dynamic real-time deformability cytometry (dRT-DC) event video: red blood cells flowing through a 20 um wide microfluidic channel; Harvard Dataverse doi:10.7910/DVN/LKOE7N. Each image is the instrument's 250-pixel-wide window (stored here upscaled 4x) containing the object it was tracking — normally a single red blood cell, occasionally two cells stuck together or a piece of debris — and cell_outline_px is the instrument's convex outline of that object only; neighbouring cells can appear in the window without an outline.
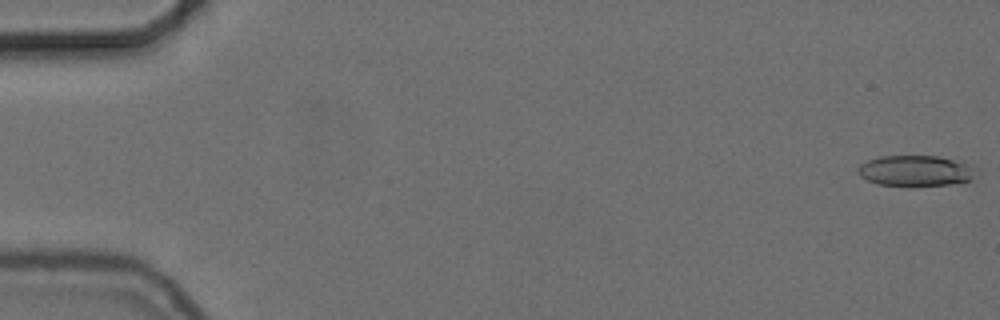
{"species": "common noctule bat (a hibernating species)", "species_latin": "Nyctalus noctula", "temperature_condition": "cold", "stored_images_in_passage": 55, "camera_frame_rate_fps": 3000, "um_per_image_px": 0.085, "animal": {"sex": "female", "body_mass_g": 24.6, "forearm_length_mm": 56.2}, "frame": {"image": 1, "passage_image": 1, "time_ms": 0.0, "image_size_px": [1000, 320], "cell_outline_px": [[972, 180], [948, 184], [876, 184], [860, 176], [856, 172], [856, 168], [860, 164], [868, 160], [880, 156], [936, 156], [964, 160], [972, 168]], "centroid_in_image_um": [77.77, 14.47], "position_along_channel_um": 7.2, "area_um2": 20.69}}
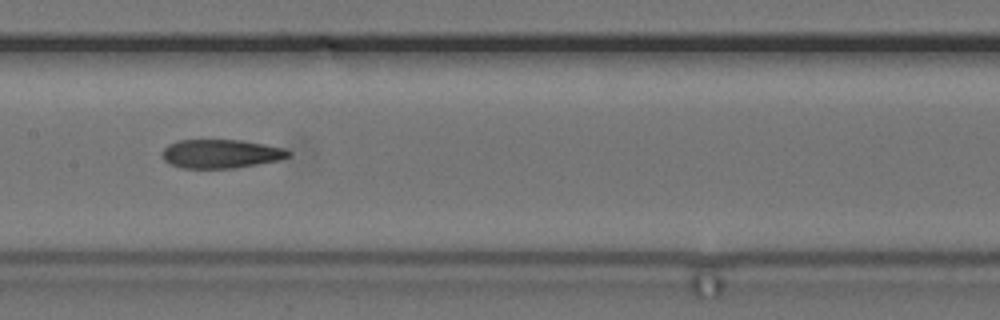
{"frame": {"image": 2, "passage_image": 28, "time_ms": 9.0, "image_size_px": [1000, 320], "cell_outline_px": [[292, 156], [280, 160], [236, 168], [180, 168], [168, 164], [160, 156], [160, 152], [168, 144], [176, 140], [240, 140], [264, 144], [284, 148], [292, 152]], "centroid_in_image_um": [18.75, 13.07], "position_along_channel_um": 188.7, "area_um2": 21.56}}
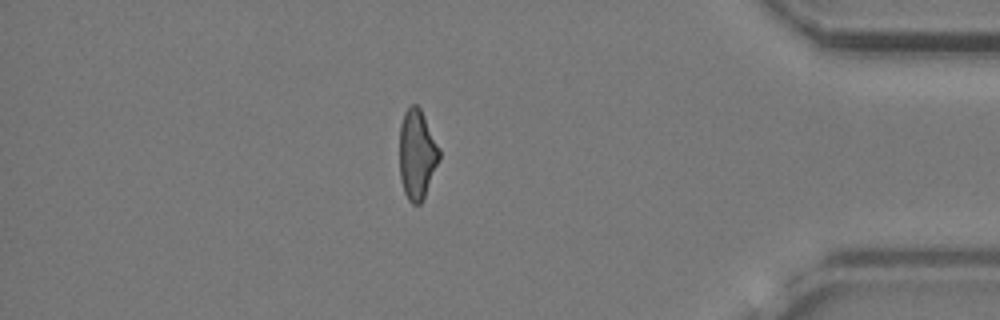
{"frame": {"image": 3, "passage_image": 48, "time_ms": 15.667, "image_size_px": [1000, 320], "cell_outline_px": [[440, 160], [424, 196], [420, 204], [412, 204], [408, 200], [404, 192], [400, 180], [400, 124], [404, 112], [412, 104], [416, 104], [420, 108], [440, 148]], "centroid_in_image_um": [35.45, 13.12], "position_along_channel_um": 399.8, "area_um2": 20.81}, "authors_computed_cell_mechanics": {"area_um2": 21.6172, "velocity_mm_per_s": 3.7278, "shape_relaxation_time_tau1_ms": null, "shape_relaxation_time_tau2_ms": 4.6217, "deformation_change_tau1": null, "deformation_change_tau2": 0.1545}}